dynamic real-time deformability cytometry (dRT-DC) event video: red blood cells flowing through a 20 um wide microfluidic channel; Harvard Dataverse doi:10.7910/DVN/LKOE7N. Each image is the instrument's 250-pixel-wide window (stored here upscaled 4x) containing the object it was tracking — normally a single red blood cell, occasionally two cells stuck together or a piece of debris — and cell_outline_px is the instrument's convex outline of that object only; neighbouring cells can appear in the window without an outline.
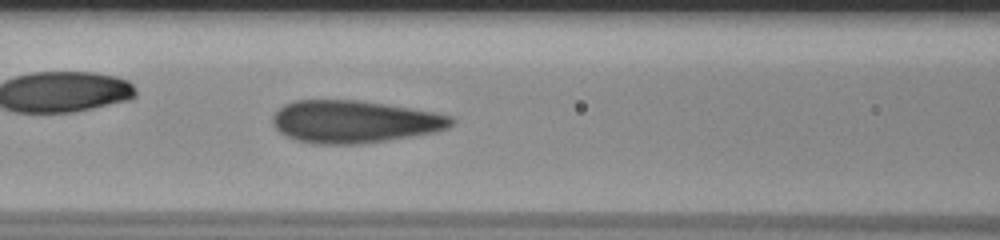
{"species": "human", "species_latin": "Homo sapiens", "temperature_condition": "room temperature", "stored_images_in_passage": 55, "camera_frame_rate_fps": 3000, "um_per_image_px": 0.085, "donor": {"sex": "male"}, "frame": {"image": 1, "passage_image": 24, "time_ms": 7.667, "image_size_px": [1000, 240], "cell_outline_px": [[456, 120], [448, 128], [432, 132], [384, 140], [356, 144], [316, 144], [296, 140], [280, 132], [276, 128], [272, 120], [272, 116], [284, 104], [296, 100], [356, 100], [384, 104], [432, 112], [452, 116]], "centroid_in_image_um": [30.08, 10.33], "position_along_channel_um": 136.5, "area_um2": 43.58}}
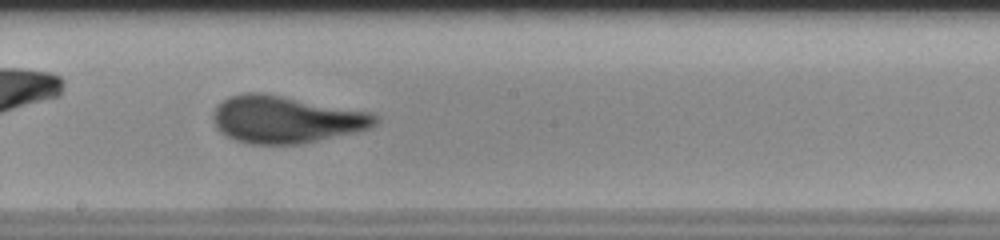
{"frame": {"image": 2, "passage_image": 31, "time_ms": 10.0, "image_size_px": [1000, 240], "cell_outline_px": [[380, 120], [376, 124], [368, 128], [356, 132], [300, 144], [252, 144], [236, 140], [220, 132], [216, 128], [212, 116], [212, 112], [216, 104], [228, 96], [240, 92], [264, 92], [372, 112]], "centroid_in_image_um": [24.27, 10.13], "position_along_channel_um": 223.9, "area_um2": 45.08}}
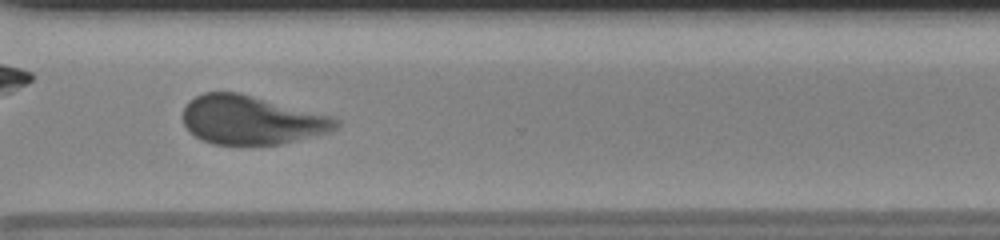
{"frame": {"image": 3, "passage_image": 41, "time_ms": 13.333, "image_size_px": [1000, 240], "cell_outline_px": [[340, 124], [336, 128], [328, 132], [280, 144], [212, 144], [196, 136], [184, 124], [184, 108], [188, 100], [204, 92], [236, 92], [332, 116], [340, 120]], "centroid_in_image_um": [21.37, 10.2], "position_along_channel_um": 349.2, "area_um2": 42.89}}